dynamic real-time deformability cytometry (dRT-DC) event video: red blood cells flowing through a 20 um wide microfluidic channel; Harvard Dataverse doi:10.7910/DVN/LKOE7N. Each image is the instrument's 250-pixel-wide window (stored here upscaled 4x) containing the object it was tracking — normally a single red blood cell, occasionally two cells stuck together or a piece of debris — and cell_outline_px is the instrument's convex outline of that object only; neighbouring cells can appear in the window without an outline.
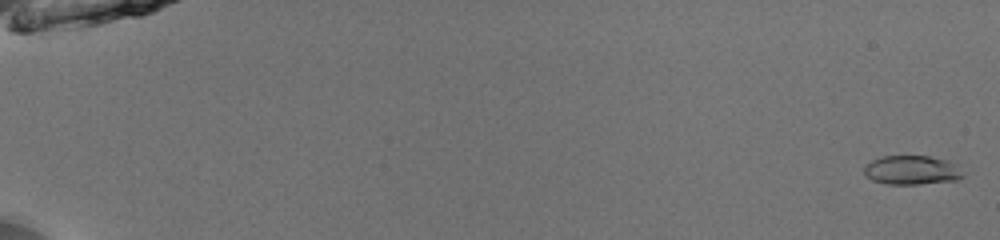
{"species": "common noctule bat (a hibernating species)", "species_latin": "Nyctalus noctula", "temperature_condition": "room temperature", "stored_images_in_passage": 53, "camera_frame_rate_fps": 3000, "um_per_image_px": 0.085, "animal": {"sex": "male", "body_mass_g": 13.0, "forearm_length_mm": 53.1}, "frame": {"image": 1, "passage_image": 2, "time_ms": 0.333, "image_size_px": [1000, 240], "cell_outline_px": [[964, 176], [956, 180], [920, 184], [888, 184], [872, 180], [864, 176], [864, 168], [872, 160], [884, 156], [928, 156], [948, 160], [956, 164], [964, 172]], "centroid_in_image_um": [77.53, 14.46], "position_along_channel_um": 7.5, "area_um2": 16.82}}
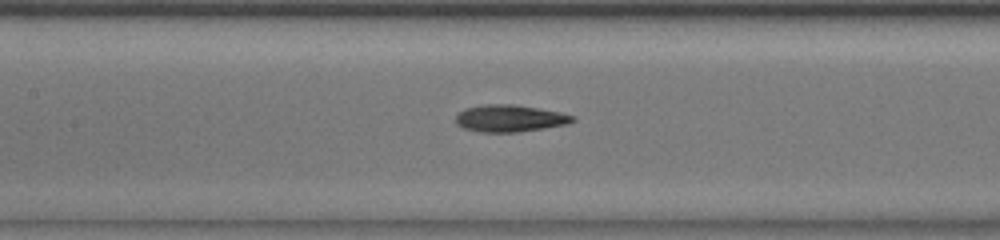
{"frame": {"image": 2, "passage_image": 28, "time_ms": 9.0, "image_size_px": [1000, 240], "cell_outline_px": [[576, 120], [568, 124], [544, 128], [516, 132], [480, 132], [464, 128], [456, 124], [456, 116], [464, 108], [484, 104], [512, 104], [560, 112], [576, 116]], "centroid_in_image_um": [43.34, 10.06], "position_along_channel_um": 164.1, "area_um2": 18.38}}
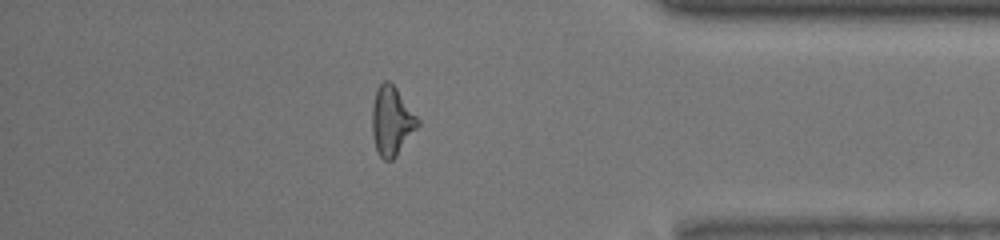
{"frame": {"image": 3, "passage_image": 47, "time_ms": 15.333, "image_size_px": [1000, 240], "cell_outline_px": [[420, 124], [396, 156], [392, 160], [384, 160], [380, 156], [376, 148], [372, 132], [372, 104], [376, 88], [384, 80], [388, 80], [396, 88], [420, 120]], "centroid_in_image_um": [33.28, 10.27], "position_along_channel_um": 401.9, "area_um2": 18.26}, "authors_computed_cell_mechanics": {"area_um2": 17.2244, "velocity_mm_per_s": 4.0567, "shape_relaxation_time_tau1_ms": 3.4672, "shape_relaxation_time_tau2_ms": 2.1849, "deformation_change_tau1": 0.1253, "deformation_change_tau2": 0.1157}}